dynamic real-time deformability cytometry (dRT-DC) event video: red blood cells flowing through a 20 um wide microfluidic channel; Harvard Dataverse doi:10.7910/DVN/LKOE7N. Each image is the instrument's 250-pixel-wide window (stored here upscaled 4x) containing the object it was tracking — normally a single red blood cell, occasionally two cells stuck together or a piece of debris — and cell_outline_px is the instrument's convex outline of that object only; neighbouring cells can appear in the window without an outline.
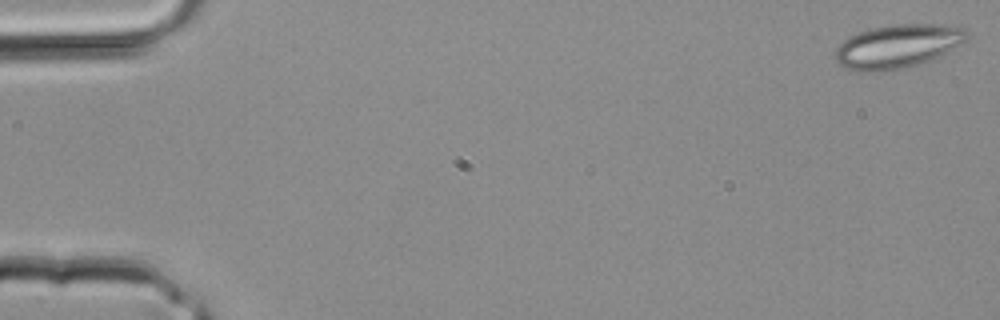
{"species": "common noctule bat (a hibernating species)", "species_latin": "Nyctalus noctula", "temperature_condition": "room temperature", "stored_images_in_passage": 4, "segment_of_instrument_passage": [1, 2], "camera_frame_rate_fps": 3000, "um_per_image_px": 0.085, "animal": {"sex": "male", "body_mass_g": 20.4}, "frame": {"image": 1, "passage_image": 1, "time_ms": 0.0, "image_size_px": [1000, 320], "cell_outline_px": [[968, 40], [936, 60], [904, 68], [884, 72], [856, 72], [844, 68], [836, 60], [836, 48], [844, 40], [860, 32], [872, 28], [892, 24], [944, 24], [960, 28], [968, 32]], "centroid_in_image_um": [76.34, 3.96], "position_along_channel_um": 8.7, "area_um2": 33.99}}